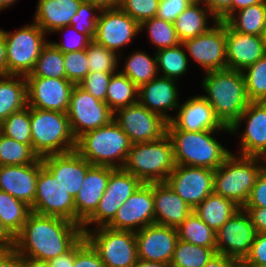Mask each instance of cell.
<instances>
[{"mask_svg":"<svg viewBox=\"0 0 266 267\" xmlns=\"http://www.w3.org/2000/svg\"><path fill=\"white\" fill-rule=\"evenodd\" d=\"M15 249V245L0 244V263L7 257V255Z\"/></svg>","mask_w":266,"mask_h":267,"instance_id":"obj_66","label":"cell"},{"mask_svg":"<svg viewBox=\"0 0 266 267\" xmlns=\"http://www.w3.org/2000/svg\"><path fill=\"white\" fill-rule=\"evenodd\" d=\"M138 259L171 263L178 241L177 229L152 223L135 232Z\"/></svg>","mask_w":266,"mask_h":267,"instance_id":"obj_22","label":"cell"},{"mask_svg":"<svg viewBox=\"0 0 266 267\" xmlns=\"http://www.w3.org/2000/svg\"><path fill=\"white\" fill-rule=\"evenodd\" d=\"M83 0H37L33 15L35 22L47 35L70 25Z\"/></svg>","mask_w":266,"mask_h":267,"instance_id":"obj_29","label":"cell"},{"mask_svg":"<svg viewBox=\"0 0 266 267\" xmlns=\"http://www.w3.org/2000/svg\"><path fill=\"white\" fill-rule=\"evenodd\" d=\"M16 237L6 228L0 220V244L15 245Z\"/></svg>","mask_w":266,"mask_h":267,"instance_id":"obj_61","label":"cell"},{"mask_svg":"<svg viewBox=\"0 0 266 267\" xmlns=\"http://www.w3.org/2000/svg\"><path fill=\"white\" fill-rule=\"evenodd\" d=\"M15 31L3 29L6 43L7 75L26 76L33 70L47 34L35 22L26 23Z\"/></svg>","mask_w":266,"mask_h":267,"instance_id":"obj_8","label":"cell"},{"mask_svg":"<svg viewBox=\"0 0 266 267\" xmlns=\"http://www.w3.org/2000/svg\"><path fill=\"white\" fill-rule=\"evenodd\" d=\"M230 130V137L239 139V149L232 153L266 159V102H250Z\"/></svg>","mask_w":266,"mask_h":267,"instance_id":"obj_13","label":"cell"},{"mask_svg":"<svg viewBox=\"0 0 266 267\" xmlns=\"http://www.w3.org/2000/svg\"><path fill=\"white\" fill-rule=\"evenodd\" d=\"M30 208L33 213L60 217L75 223L74 198L44 165L37 176L36 196Z\"/></svg>","mask_w":266,"mask_h":267,"instance_id":"obj_16","label":"cell"},{"mask_svg":"<svg viewBox=\"0 0 266 267\" xmlns=\"http://www.w3.org/2000/svg\"><path fill=\"white\" fill-rule=\"evenodd\" d=\"M237 260L224 254L215 253L204 267H232Z\"/></svg>","mask_w":266,"mask_h":267,"instance_id":"obj_58","label":"cell"},{"mask_svg":"<svg viewBox=\"0 0 266 267\" xmlns=\"http://www.w3.org/2000/svg\"><path fill=\"white\" fill-rule=\"evenodd\" d=\"M142 184L143 182L130 172L115 168L110 174L106 191L96 211L82 224L83 234L90 229L107 226L118 209Z\"/></svg>","mask_w":266,"mask_h":267,"instance_id":"obj_10","label":"cell"},{"mask_svg":"<svg viewBox=\"0 0 266 267\" xmlns=\"http://www.w3.org/2000/svg\"><path fill=\"white\" fill-rule=\"evenodd\" d=\"M179 82H181V79L177 81L158 75L150 82L139 87L138 102L153 113L171 122L181 102Z\"/></svg>","mask_w":266,"mask_h":267,"instance_id":"obj_21","label":"cell"},{"mask_svg":"<svg viewBox=\"0 0 266 267\" xmlns=\"http://www.w3.org/2000/svg\"><path fill=\"white\" fill-rule=\"evenodd\" d=\"M113 119L132 144L157 141L167 135L168 121L139 102L118 109Z\"/></svg>","mask_w":266,"mask_h":267,"instance_id":"obj_14","label":"cell"},{"mask_svg":"<svg viewBox=\"0 0 266 267\" xmlns=\"http://www.w3.org/2000/svg\"><path fill=\"white\" fill-rule=\"evenodd\" d=\"M25 77L66 78L64 53L48 41L42 48L33 70Z\"/></svg>","mask_w":266,"mask_h":267,"instance_id":"obj_40","label":"cell"},{"mask_svg":"<svg viewBox=\"0 0 266 267\" xmlns=\"http://www.w3.org/2000/svg\"><path fill=\"white\" fill-rule=\"evenodd\" d=\"M262 38H263L264 43L266 44V25L264 27Z\"/></svg>","mask_w":266,"mask_h":267,"instance_id":"obj_70","label":"cell"},{"mask_svg":"<svg viewBox=\"0 0 266 267\" xmlns=\"http://www.w3.org/2000/svg\"><path fill=\"white\" fill-rule=\"evenodd\" d=\"M30 127L31 148L39 158L76 149L66 113L30 107Z\"/></svg>","mask_w":266,"mask_h":267,"instance_id":"obj_6","label":"cell"},{"mask_svg":"<svg viewBox=\"0 0 266 267\" xmlns=\"http://www.w3.org/2000/svg\"><path fill=\"white\" fill-rule=\"evenodd\" d=\"M266 159L232 153L214 173L213 192L234 201L241 208L249 199Z\"/></svg>","mask_w":266,"mask_h":267,"instance_id":"obj_4","label":"cell"},{"mask_svg":"<svg viewBox=\"0 0 266 267\" xmlns=\"http://www.w3.org/2000/svg\"><path fill=\"white\" fill-rule=\"evenodd\" d=\"M215 253L212 248L196 246L178 239L170 265L171 267H204Z\"/></svg>","mask_w":266,"mask_h":267,"instance_id":"obj_41","label":"cell"},{"mask_svg":"<svg viewBox=\"0 0 266 267\" xmlns=\"http://www.w3.org/2000/svg\"><path fill=\"white\" fill-rule=\"evenodd\" d=\"M83 235L77 223L31 212L16 236L15 249L22 256L49 261L67 252Z\"/></svg>","mask_w":266,"mask_h":267,"instance_id":"obj_1","label":"cell"},{"mask_svg":"<svg viewBox=\"0 0 266 267\" xmlns=\"http://www.w3.org/2000/svg\"><path fill=\"white\" fill-rule=\"evenodd\" d=\"M240 209L234 201L213 192L193 212L217 232Z\"/></svg>","mask_w":266,"mask_h":267,"instance_id":"obj_33","label":"cell"},{"mask_svg":"<svg viewBox=\"0 0 266 267\" xmlns=\"http://www.w3.org/2000/svg\"><path fill=\"white\" fill-rule=\"evenodd\" d=\"M84 236L106 267L136 265L138 257L135 232L102 226L86 231Z\"/></svg>","mask_w":266,"mask_h":267,"instance_id":"obj_9","label":"cell"},{"mask_svg":"<svg viewBox=\"0 0 266 267\" xmlns=\"http://www.w3.org/2000/svg\"><path fill=\"white\" fill-rule=\"evenodd\" d=\"M160 0H120L119 8L139 25L157 16Z\"/></svg>","mask_w":266,"mask_h":267,"instance_id":"obj_47","label":"cell"},{"mask_svg":"<svg viewBox=\"0 0 266 267\" xmlns=\"http://www.w3.org/2000/svg\"><path fill=\"white\" fill-rule=\"evenodd\" d=\"M217 21V18L205 5L191 4L174 21V27L182 43L187 39L206 33Z\"/></svg>","mask_w":266,"mask_h":267,"instance_id":"obj_30","label":"cell"},{"mask_svg":"<svg viewBox=\"0 0 266 267\" xmlns=\"http://www.w3.org/2000/svg\"><path fill=\"white\" fill-rule=\"evenodd\" d=\"M251 218L258 233H266V208H243Z\"/></svg>","mask_w":266,"mask_h":267,"instance_id":"obj_56","label":"cell"},{"mask_svg":"<svg viewBox=\"0 0 266 267\" xmlns=\"http://www.w3.org/2000/svg\"><path fill=\"white\" fill-rule=\"evenodd\" d=\"M155 223L176 228L192 213V209L167 182H153Z\"/></svg>","mask_w":266,"mask_h":267,"instance_id":"obj_28","label":"cell"},{"mask_svg":"<svg viewBox=\"0 0 266 267\" xmlns=\"http://www.w3.org/2000/svg\"><path fill=\"white\" fill-rule=\"evenodd\" d=\"M204 5L218 21L226 22L232 16V0H205Z\"/></svg>","mask_w":266,"mask_h":267,"instance_id":"obj_55","label":"cell"},{"mask_svg":"<svg viewBox=\"0 0 266 267\" xmlns=\"http://www.w3.org/2000/svg\"><path fill=\"white\" fill-rule=\"evenodd\" d=\"M41 159L43 165L56 177L57 182L72 198L78 194L87 171L93 166L76 150L64 154L48 155Z\"/></svg>","mask_w":266,"mask_h":267,"instance_id":"obj_23","label":"cell"},{"mask_svg":"<svg viewBox=\"0 0 266 267\" xmlns=\"http://www.w3.org/2000/svg\"><path fill=\"white\" fill-rule=\"evenodd\" d=\"M266 55L262 36L234 31L226 23L227 69L243 71Z\"/></svg>","mask_w":266,"mask_h":267,"instance_id":"obj_26","label":"cell"},{"mask_svg":"<svg viewBox=\"0 0 266 267\" xmlns=\"http://www.w3.org/2000/svg\"><path fill=\"white\" fill-rule=\"evenodd\" d=\"M176 164L168 135L152 141L132 144L122 167L143 183L166 182Z\"/></svg>","mask_w":266,"mask_h":267,"instance_id":"obj_7","label":"cell"},{"mask_svg":"<svg viewBox=\"0 0 266 267\" xmlns=\"http://www.w3.org/2000/svg\"><path fill=\"white\" fill-rule=\"evenodd\" d=\"M0 267H22V255L13 249L0 263Z\"/></svg>","mask_w":266,"mask_h":267,"instance_id":"obj_59","label":"cell"},{"mask_svg":"<svg viewBox=\"0 0 266 267\" xmlns=\"http://www.w3.org/2000/svg\"><path fill=\"white\" fill-rule=\"evenodd\" d=\"M200 81L204 99L216 118L228 128L239 119L250 103L242 71L223 69L206 72Z\"/></svg>","mask_w":266,"mask_h":267,"instance_id":"obj_3","label":"cell"},{"mask_svg":"<svg viewBox=\"0 0 266 267\" xmlns=\"http://www.w3.org/2000/svg\"><path fill=\"white\" fill-rule=\"evenodd\" d=\"M27 106L66 113L75 84L66 78L25 77Z\"/></svg>","mask_w":266,"mask_h":267,"instance_id":"obj_19","label":"cell"},{"mask_svg":"<svg viewBox=\"0 0 266 267\" xmlns=\"http://www.w3.org/2000/svg\"><path fill=\"white\" fill-rule=\"evenodd\" d=\"M18 0H0V12L3 10L6 11L8 8H12L13 5H16Z\"/></svg>","mask_w":266,"mask_h":267,"instance_id":"obj_67","label":"cell"},{"mask_svg":"<svg viewBox=\"0 0 266 267\" xmlns=\"http://www.w3.org/2000/svg\"><path fill=\"white\" fill-rule=\"evenodd\" d=\"M266 208V168L261 172L243 208Z\"/></svg>","mask_w":266,"mask_h":267,"instance_id":"obj_53","label":"cell"},{"mask_svg":"<svg viewBox=\"0 0 266 267\" xmlns=\"http://www.w3.org/2000/svg\"><path fill=\"white\" fill-rule=\"evenodd\" d=\"M139 88L119 70L110 78L105 103L115 113L118 109L138 102Z\"/></svg>","mask_w":266,"mask_h":267,"instance_id":"obj_34","label":"cell"},{"mask_svg":"<svg viewBox=\"0 0 266 267\" xmlns=\"http://www.w3.org/2000/svg\"><path fill=\"white\" fill-rule=\"evenodd\" d=\"M243 262L246 265H266V233L257 234Z\"/></svg>","mask_w":266,"mask_h":267,"instance_id":"obj_54","label":"cell"},{"mask_svg":"<svg viewBox=\"0 0 266 267\" xmlns=\"http://www.w3.org/2000/svg\"><path fill=\"white\" fill-rule=\"evenodd\" d=\"M152 183H143L118 209L107 225L111 229L137 232L155 223Z\"/></svg>","mask_w":266,"mask_h":267,"instance_id":"obj_20","label":"cell"},{"mask_svg":"<svg viewBox=\"0 0 266 267\" xmlns=\"http://www.w3.org/2000/svg\"><path fill=\"white\" fill-rule=\"evenodd\" d=\"M22 267H51L48 261L22 256Z\"/></svg>","mask_w":266,"mask_h":267,"instance_id":"obj_64","label":"cell"},{"mask_svg":"<svg viewBox=\"0 0 266 267\" xmlns=\"http://www.w3.org/2000/svg\"><path fill=\"white\" fill-rule=\"evenodd\" d=\"M178 238L196 246L216 251V232L207 226L193 211L177 227Z\"/></svg>","mask_w":266,"mask_h":267,"instance_id":"obj_38","label":"cell"},{"mask_svg":"<svg viewBox=\"0 0 266 267\" xmlns=\"http://www.w3.org/2000/svg\"><path fill=\"white\" fill-rule=\"evenodd\" d=\"M74 267H106L84 235L76 242Z\"/></svg>","mask_w":266,"mask_h":267,"instance_id":"obj_51","label":"cell"},{"mask_svg":"<svg viewBox=\"0 0 266 267\" xmlns=\"http://www.w3.org/2000/svg\"><path fill=\"white\" fill-rule=\"evenodd\" d=\"M134 267H171V265L169 263L149 262L138 259Z\"/></svg>","mask_w":266,"mask_h":267,"instance_id":"obj_65","label":"cell"},{"mask_svg":"<svg viewBox=\"0 0 266 267\" xmlns=\"http://www.w3.org/2000/svg\"><path fill=\"white\" fill-rule=\"evenodd\" d=\"M187 56L203 73L227 69L226 22L217 21L206 33L182 42Z\"/></svg>","mask_w":266,"mask_h":267,"instance_id":"obj_11","label":"cell"},{"mask_svg":"<svg viewBox=\"0 0 266 267\" xmlns=\"http://www.w3.org/2000/svg\"><path fill=\"white\" fill-rule=\"evenodd\" d=\"M38 158L28 144L0 133V166L32 164Z\"/></svg>","mask_w":266,"mask_h":267,"instance_id":"obj_42","label":"cell"},{"mask_svg":"<svg viewBox=\"0 0 266 267\" xmlns=\"http://www.w3.org/2000/svg\"><path fill=\"white\" fill-rule=\"evenodd\" d=\"M155 55L160 76L179 81L191 69L189 58L182 43L156 51Z\"/></svg>","mask_w":266,"mask_h":267,"instance_id":"obj_35","label":"cell"},{"mask_svg":"<svg viewBox=\"0 0 266 267\" xmlns=\"http://www.w3.org/2000/svg\"><path fill=\"white\" fill-rule=\"evenodd\" d=\"M191 4H205V0H188Z\"/></svg>","mask_w":266,"mask_h":267,"instance_id":"obj_69","label":"cell"},{"mask_svg":"<svg viewBox=\"0 0 266 267\" xmlns=\"http://www.w3.org/2000/svg\"><path fill=\"white\" fill-rule=\"evenodd\" d=\"M232 267H250L246 265L243 261H237Z\"/></svg>","mask_w":266,"mask_h":267,"instance_id":"obj_68","label":"cell"},{"mask_svg":"<svg viewBox=\"0 0 266 267\" xmlns=\"http://www.w3.org/2000/svg\"><path fill=\"white\" fill-rule=\"evenodd\" d=\"M27 107V82L22 75H0V124Z\"/></svg>","mask_w":266,"mask_h":267,"instance_id":"obj_32","label":"cell"},{"mask_svg":"<svg viewBox=\"0 0 266 267\" xmlns=\"http://www.w3.org/2000/svg\"><path fill=\"white\" fill-rule=\"evenodd\" d=\"M66 114L76 140L88 131L108 125L114 117L105 102L96 99L79 85L72 90Z\"/></svg>","mask_w":266,"mask_h":267,"instance_id":"obj_12","label":"cell"},{"mask_svg":"<svg viewBox=\"0 0 266 267\" xmlns=\"http://www.w3.org/2000/svg\"><path fill=\"white\" fill-rule=\"evenodd\" d=\"M142 32L146 33L149 44L154 47L155 52L177 46L181 43L177 36L174 23L160 19L157 16L140 24L139 35Z\"/></svg>","mask_w":266,"mask_h":267,"instance_id":"obj_37","label":"cell"},{"mask_svg":"<svg viewBox=\"0 0 266 267\" xmlns=\"http://www.w3.org/2000/svg\"><path fill=\"white\" fill-rule=\"evenodd\" d=\"M190 5L188 0H160L157 17L174 23L177 17Z\"/></svg>","mask_w":266,"mask_h":267,"instance_id":"obj_52","label":"cell"},{"mask_svg":"<svg viewBox=\"0 0 266 267\" xmlns=\"http://www.w3.org/2000/svg\"><path fill=\"white\" fill-rule=\"evenodd\" d=\"M138 34L140 25L118 7L100 11L93 40L119 56Z\"/></svg>","mask_w":266,"mask_h":267,"instance_id":"obj_15","label":"cell"},{"mask_svg":"<svg viewBox=\"0 0 266 267\" xmlns=\"http://www.w3.org/2000/svg\"><path fill=\"white\" fill-rule=\"evenodd\" d=\"M132 143L113 119L76 140V151L93 166L122 168Z\"/></svg>","mask_w":266,"mask_h":267,"instance_id":"obj_5","label":"cell"},{"mask_svg":"<svg viewBox=\"0 0 266 267\" xmlns=\"http://www.w3.org/2000/svg\"><path fill=\"white\" fill-rule=\"evenodd\" d=\"M265 0H232V15L244 8H247L251 5L262 3Z\"/></svg>","mask_w":266,"mask_h":267,"instance_id":"obj_63","label":"cell"},{"mask_svg":"<svg viewBox=\"0 0 266 267\" xmlns=\"http://www.w3.org/2000/svg\"><path fill=\"white\" fill-rule=\"evenodd\" d=\"M226 23L234 31L262 36L266 25V0L235 12Z\"/></svg>","mask_w":266,"mask_h":267,"instance_id":"obj_36","label":"cell"},{"mask_svg":"<svg viewBox=\"0 0 266 267\" xmlns=\"http://www.w3.org/2000/svg\"><path fill=\"white\" fill-rule=\"evenodd\" d=\"M0 75H7L6 43L2 28H0Z\"/></svg>","mask_w":266,"mask_h":267,"instance_id":"obj_60","label":"cell"},{"mask_svg":"<svg viewBox=\"0 0 266 267\" xmlns=\"http://www.w3.org/2000/svg\"><path fill=\"white\" fill-rule=\"evenodd\" d=\"M42 166L41 158L32 164L0 166V190L31 207L36 196L37 176Z\"/></svg>","mask_w":266,"mask_h":267,"instance_id":"obj_24","label":"cell"},{"mask_svg":"<svg viewBox=\"0 0 266 267\" xmlns=\"http://www.w3.org/2000/svg\"><path fill=\"white\" fill-rule=\"evenodd\" d=\"M76 254V243L65 253L50 259L48 262L51 267H74Z\"/></svg>","mask_w":266,"mask_h":267,"instance_id":"obj_57","label":"cell"},{"mask_svg":"<svg viewBox=\"0 0 266 267\" xmlns=\"http://www.w3.org/2000/svg\"><path fill=\"white\" fill-rule=\"evenodd\" d=\"M257 234L250 216L241 208L216 232V253L243 261Z\"/></svg>","mask_w":266,"mask_h":267,"instance_id":"obj_17","label":"cell"},{"mask_svg":"<svg viewBox=\"0 0 266 267\" xmlns=\"http://www.w3.org/2000/svg\"><path fill=\"white\" fill-rule=\"evenodd\" d=\"M89 72H117L119 56L92 40L86 49Z\"/></svg>","mask_w":266,"mask_h":267,"instance_id":"obj_45","label":"cell"},{"mask_svg":"<svg viewBox=\"0 0 266 267\" xmlns=\"http://www.w3.org/2000/svg\"><path fill=\"white\" fill-rule=\"evenodd\" d=\"M215 170L176 165L166 182L194 210L213 193Z\"/></svg>","mask_w":266,"mask_h":267,"instance_id":"obj_18","label":"cell"},{"mask_svg":"<svg viewBox=\"0 0 266 267\" xmlns=\"http://www.w3.org/2000/svg\"><path fill=\"white\" fill-rule=\"evenodd\" d=\"M31 208L25 202L0 190V220L16 237L23 228Z\"/></svg>","mask_w":266,"mask_h":267,"instance_id":"obj_39","label":"cell"},{"mask_svg":"<svg viewBox=\"0 0 266 267\" xmlns=\"http://www.w3.org/2000/svg\"><path fill=\"white\" fill-rule=\"evenodd\" d=\"M66 79L78 85L89 73L86 49L64 53Z\"/></svg>","mask_w":266,"mask_h":267,"instance_id":"obj_48","label":"cell"},{"mask_svg":"<svg viewBox=\"0 0 266 267\" xmlns=\"http://www.w3.org/2000/svg\"><path fill=\"white\" fill-rule=\"evenodd\" d=\"M113 73L115 72H89L78 85L96 99L105 102L107 87Z\"/></svg>","mask_w":266,"mask_h":267,"instance_id":"obj_50","label":"cell"},{"mask_svg":"<svg viewBox=\"0 0 266 267\" xmlns=\"http://www.w3.org/2000/svg\"><path fill=\"white\" fill-rule=\"evenodd\" d=\"M61 32V33H60ZM68 32V34H66ZM54 33L63 34L64 38H60V41H50L52 45H54L58 50H60L62 53L67 52H76L80 50L87 49V46L92 41L87 35L79 33L73 26H63L62 28L57 29L54 31ZM66 34V37L64 35ZM64 39V40H63Z\"/></svg>","mask_w":266,"mask_h":267,"instance_id":"obj_49","label":"cell"},{"mask_svg":"<svg viewBox=\"0 0 266 267\" xmlns=\"http://www.w3.org/2000/svg\"><path fill=\"white\" fill-rule=\"evenodd\" d=\"M114 169L107 166H92L87 171L81 189L74 198L75 223L82 226L96 211Z\"/></svg>","mask_w":266,"mask_h":267,"instance_id":"obj_27","label":"cell"},{"mask_svg":"<svg viewBox=\"0 0 266 267\" xmlns=\"http://www.w3.org/2000/svg\"><path fill=\"white\" fill-rule=\"evenodd\" d=\"M250 102H266V55L243 71Z\"/></svg>","mask_w":266,"mask_h":267,"instance_id":"obj_43","label":"cell"},{"mask_svg":"<svg viewBox=\"0 0 266 267\" xmlns=\"http://www.w3.org/2000/svg\"><path fill=\"white\" fill-rule=\"evenodd\" d=\"M100 11L97 6L83 1L72 17L70 25L93 40Z\"/></svg>","mask_w":266,"mask_h":267,"instance_id":"obj_46","label":"cell"},{"mask_svg":"<svg viewBox=\"0 0 266 267\" xmlns=\"http://www.w3.org/2000/svg\"><path fill=\"white\" fill-rule=\"evenodd\" d=\"M171 122L183 131L230 130L216 118L213 108L201 93L181 101Z\"/></svg>","mask_w":266,"mask_h":267,"instance_id":"obj_25","label":"cell"},{"mask_svg":"<svg viewBox=\"0 0 266 267\" xmlns=\"http://www.w3.org/2000/svg\"><path fill=\"white\" fill-rule=\"evenodd\" d=\"M219 132L231 135V130L183 131L168 122L175 164L216 170L232 154L231 148L218 140Z\"/></svg>","mask_w":266,"mask_h":267,"instance_id":"obj_2","label":"cell"},{"mask_svg":"<svg viewBox=\"0 0 266 267\" xmlns=\"http://www.w3.org/2000/svg\"><path fill=\"white\" fill-rule=\"evenodd\" d=\"M87 3L97 6L100 10H105L118 8L120 0H87Z\"/></svg>","mask_w":266,"mask_h":267,"instance_id":"obj_62","label":"cell"},{"mask_svg":"<svg viewBox=\"0 0 266 267\" xmlns=\"http://www.w3.org/2000/svg\"><path fill=\"white\" fill-rule=\"evenodd\" d=\"M128 54L122 53L119 55V65L121 64L119 71L126 75L138 88L159 75L155 52L150 55L145 50L136 49ZM123 58L124 60H122Z\"/></svg>","mask_w":266,"mask_h":267,"instance_id":"obj_31","label":"cell"},{"mask_svg":"<svg viewBox=\"0 0 266 267\" xmlns=\"http://www.w3.org/2000/svg\"><path fill=\"white\" fill-rule=\"evenodd\" d=\"M0 133L31 147L30 107L12 113L0 124Z\"/></svg>","mask_w":266,"mask_h":267,"instance_id":"obj_44","label":"cell"},{"mask_svg":"<svg viewBox=\"0 0 266 267\" xmlns=\"http://www.w3.org/2000/svg\"><path fill=\"white\" fill-rule=\"evenodd\" d=\"M250 267H266V265H248Z\"/></svg>","mask_w":266,"mask_h":267,"instance_id":"obj_71","label":"cell"}]
</instances>
